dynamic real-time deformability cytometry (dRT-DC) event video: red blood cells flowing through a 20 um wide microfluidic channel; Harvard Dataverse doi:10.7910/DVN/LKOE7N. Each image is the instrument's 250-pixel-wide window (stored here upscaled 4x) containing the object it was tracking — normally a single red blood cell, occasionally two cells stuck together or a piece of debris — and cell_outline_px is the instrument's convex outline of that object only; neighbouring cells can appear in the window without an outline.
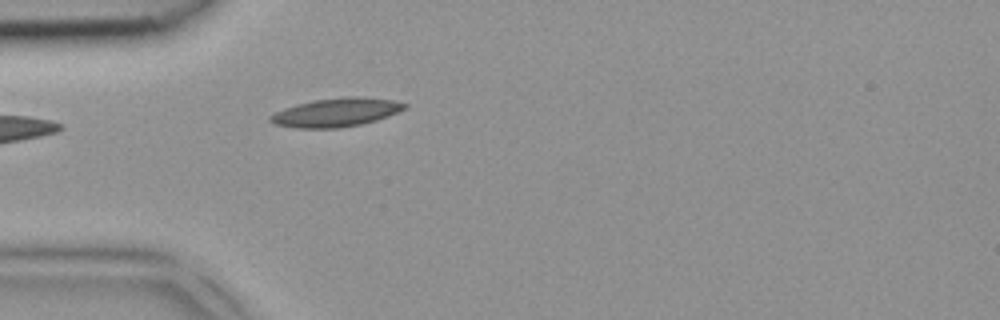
{"species": "common noctule bat (a hibernating species)", "species_latin": "Nyctalus noctula", "temperature_condition": "room temperature", "stored_images_in_passage": 1, "camera_frame_rate_fps": 3000, "um_per_image_px": 0.085, "animal": {"sex": "female", "body_mass_g": 18.4}, "frame": {"image": 1, "passage_image": 1, "time_ms": 0.0, "image_size_px": [1000, 320], "cell_outline_px": [[408, 108], [388, 116], [376, 120], [360, 124], [336, 128], [296, 128], [276, 124], [268, 120], [268, 116], [284, 108], [296, 104], [316, 100], [344, 96], [360, 96], [392, 100], [408, 104]], "centroid_in_image_um": [28.58, 9.54], "position_along_channel_um": 56.4, "area_um2": 22.37}}